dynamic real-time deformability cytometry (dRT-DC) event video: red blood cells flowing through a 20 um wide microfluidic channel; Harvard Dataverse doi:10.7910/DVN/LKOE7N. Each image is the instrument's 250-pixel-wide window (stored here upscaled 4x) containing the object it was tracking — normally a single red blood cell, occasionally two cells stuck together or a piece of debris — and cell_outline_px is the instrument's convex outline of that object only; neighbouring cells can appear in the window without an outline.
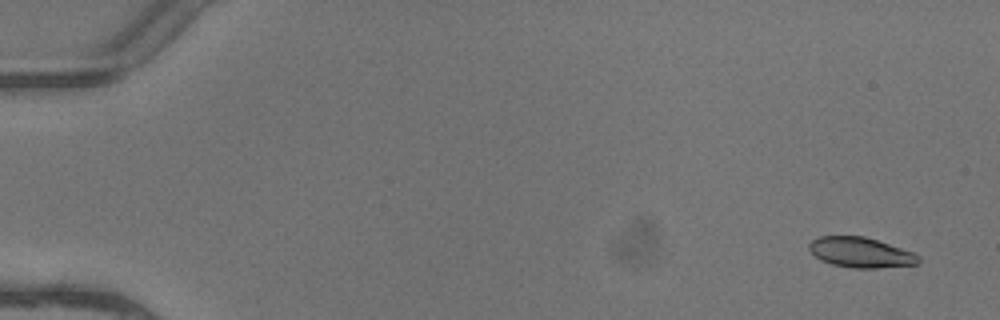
{"species": "common noctule bat (a hibernating species)", "species_latin": "Nyctalus noctula", "temperature_condition": "warm", "stored_images_in_passage": 5, "camera_frame_rate_fps": 3000, "um_per_image_px": 0.085, "animal": {"sex": "female"}, "frame": {"image": 1, "passage_image": 1, "time_ms": 0.0, "image_size_px": [1000, 320], "cell_outline_px": [[920, 260], [916, 264], [876, 268], [852, 268], [832, 264], [820, 260], [808, 248], [808, 244], [812, 240], [820, 236], [864, 236], [912, 252], [920, 256]], "centroid_in_image_um": [73.12, 21.46], "position_along_channel_um": 11.9, "area_um2": 19.02}}